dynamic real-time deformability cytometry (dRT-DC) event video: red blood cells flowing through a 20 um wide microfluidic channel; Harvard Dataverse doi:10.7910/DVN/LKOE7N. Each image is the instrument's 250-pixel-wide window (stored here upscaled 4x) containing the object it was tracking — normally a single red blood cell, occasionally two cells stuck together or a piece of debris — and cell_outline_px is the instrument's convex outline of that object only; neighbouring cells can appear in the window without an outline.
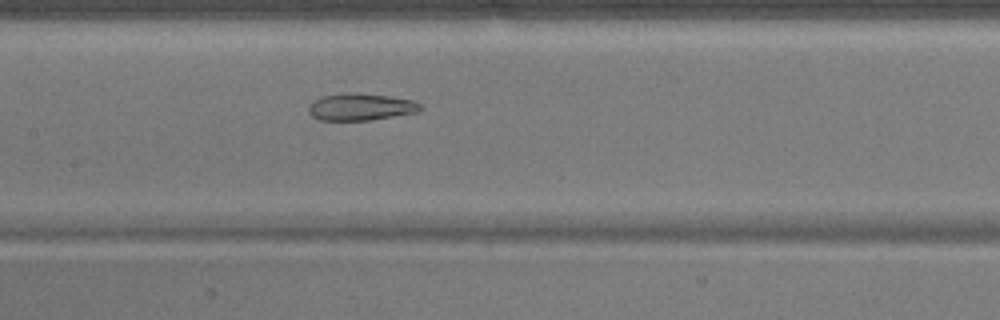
{"species": "common noctule bat (a hibernating species)", "species_latin": "Nyctalus noctula", "temperature_condition": "warm", "stored_images_in_passage": 53, "camera_frame_rate_fps": 3000, "um_per_image_px": 0.085, "animal": {"sex": "male", "body_mass_g": 17.9}, "frame": {"image": 1, "passage_image": 25, "time_ms": 8.0, "image_size_px": [1000, 320], "cell_outline_px": [[424, 108], [420, 112], [368, 120], [320, 120], [312, 116], [308, 112], [308, 108], [320, 96], [344, 92], [356, 92], [392, 96], [412, 100], [420, 104]], "centroid_in_image_um": [30.69, 9.07], "position_along_channel_um": 176.7, "area_um2": 17.8}}
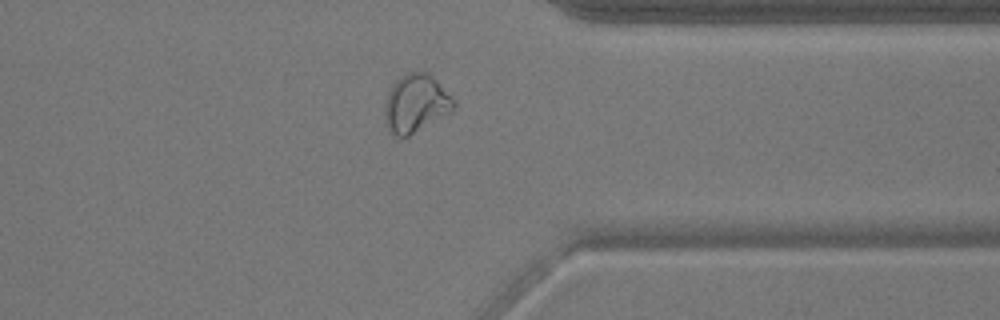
{"frame": {"image": 2, "passage_image": 41, "time_ms": 13.333, "image_size_px": [1000, 320], "cell_outline_px": [[456, 108], [452, 112], [408, 136], [396, 136], [388, 128], [384, 120], [384, 108], [388, 92], [392, 84], [400, 76], [408, 72], [424, 72], [432, 76], [456, 100]], "centroid_in_image_um": [35.36, 8.79], "position_along_channel_um": 376.0, "area_um2": 23.41}}
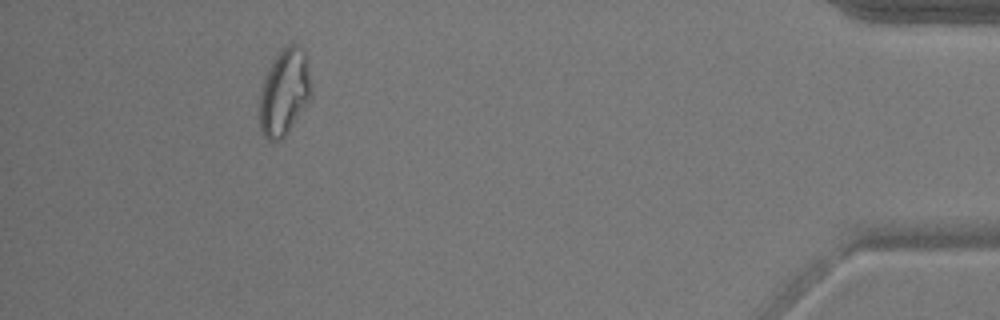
{"frame": {"image": 3, "passage_image": 48, "time_ms": 15.667, "image_size_px": [1000, 320], "cell_outline_px": [[312, 100], [288, 132], [280, 140], [268, 140], [264, 136], [260, 128], [260, 92], [264, 80], [272, 60], [280, 48], [292, 40], [304, 48], [308, 60], [312, 88]], "centroid_in_image_um": [24.23, 7.76], "position_along_channel_um": 411.0, "area_um2": 26.93}, "authors_computed_cell_mechanics": {"area_um2": 23.7558, "velocity_mm_per_s": 3.8464, "shape_relaxation_time_tau1_ms": null, "shape_relaxation_time_tau2_ms": 2.632, "deformation_change_tau1": null, "deformation_change_tau2": 0.1008}}